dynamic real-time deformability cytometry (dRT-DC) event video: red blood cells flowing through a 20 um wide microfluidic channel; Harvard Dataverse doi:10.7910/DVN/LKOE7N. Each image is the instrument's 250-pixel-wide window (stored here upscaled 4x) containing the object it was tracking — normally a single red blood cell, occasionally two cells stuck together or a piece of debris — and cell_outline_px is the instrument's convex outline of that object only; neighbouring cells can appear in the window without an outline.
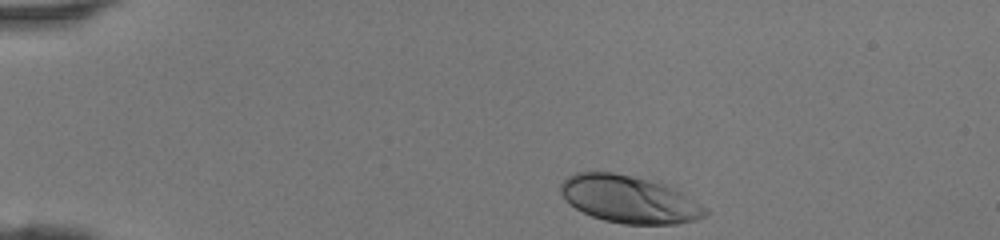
{"species": "human", "species_latin": "Homo sapiens", "temperature_condition": "room temperature", "stored_images_in_passage": 32, "camera_frame_rate_fps": 3000, "um_per_image_px": 0.085, "donor": {"sex": "female"}, "frame": {"image": 1, "passage_image": 1, "time_ms": 0.0, "image_size_px": [1000, 240], "cell_outline_px": [[708, 212], [704, 216], [696, 220], [676, 224], [624, 224], [604, 220], [592, 216], [568, 204], [564, 200], [560, 192], [560, 184], [568, 176], [576, 172], [612, 172], [664, 184], [680, 192], [700, 204]], "centroid_in_image_um": [53.42, 16.95], "position_along_channel_um": 31.6, "area_um2": 39.48}}
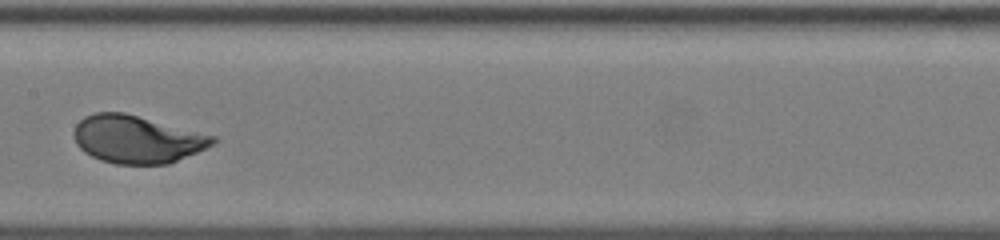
{"frame": {"image": 2, "passage_image": 17, "time_ms": 5.333, "image_size_px": [1000, 240], "cell_outline_px": [[220, 140], [216, 144], [168, 164], [116, 164], [100, 160], [84, 152], [76, 144], [72, 132], [76, 124], [84, 116], [96, 112], [124, 112], [216, 136]], "centroid_in_image_um": [11.64, 11.83], "position_along_channel_um": 195.8, "area_um2": 38.84}}
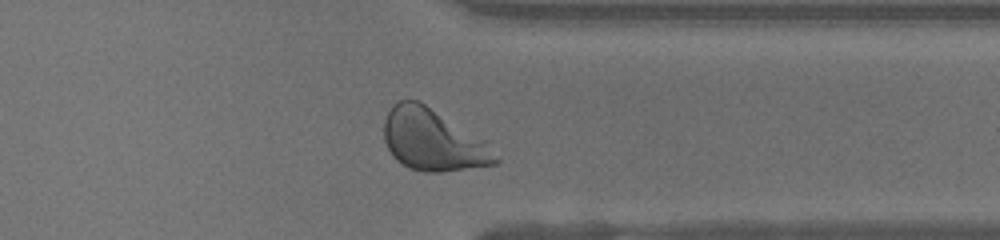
{"frame": {"image": 3, "passage_image": 29, "time_ms": 9.333, "image_size_px": [1000, 240], "cell_outline_px": [[500, 160], [496, 164], [440, 172], [424, 172], [408, 168], [396, 160], [392, 156], [384, 140], [384, 120], [392, 104], [400, 100], [416, 100], [424, 104], [488, 140]], "centroid_in_image_um": [36.82, 11.91], "position_along_channel_um": 374.6, "area_um2": 40.29}}